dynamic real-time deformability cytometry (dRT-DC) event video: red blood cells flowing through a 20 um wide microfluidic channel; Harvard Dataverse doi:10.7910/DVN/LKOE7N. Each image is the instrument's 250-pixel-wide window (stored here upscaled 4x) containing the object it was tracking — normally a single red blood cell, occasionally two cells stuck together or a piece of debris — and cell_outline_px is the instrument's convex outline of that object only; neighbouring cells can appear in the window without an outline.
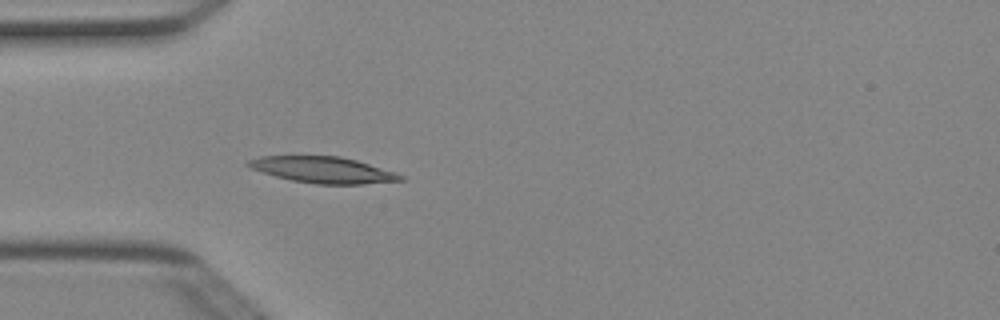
{"species": "Egyptian fruit bat (a non-hibernating species)", "species_latin": "Rousettus aegyptiacus", "temperature_condition": "cold", "stored_images_in_passage": 3, "camera_frame_rate_fps": 3000, "um_per_image_px": 0.085, "animal": {"sex": "female"}, "frame": {"image": 1, "passage_image": 3, "time_ms": 0.667, "image_size_px": [1000, 320], "cell_outline_px": [[404, 180], [364, 184], [316, 184], [292, 180], [276, 176], [248, 168], [244, 164], [248, 160], [260, 156], [340, 156], [356, 160], [396, 172], [404, 176]], "centroid_in_image_um": [27.44, 14.43], "position_along_channel_um": 57.6, "area_um2": 23.29}}